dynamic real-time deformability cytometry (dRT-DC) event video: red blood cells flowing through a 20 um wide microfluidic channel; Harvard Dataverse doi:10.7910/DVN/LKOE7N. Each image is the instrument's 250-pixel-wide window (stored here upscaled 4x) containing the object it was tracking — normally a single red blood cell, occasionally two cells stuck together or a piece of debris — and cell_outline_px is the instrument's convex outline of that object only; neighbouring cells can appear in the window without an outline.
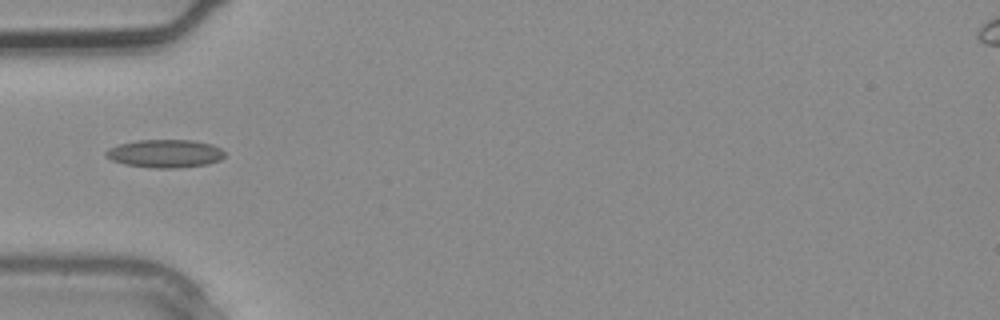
{"species": "common noctule bat (a hibernating species)", "species_latin": "Nyctalus noctula", "temperature_condition": "warm", "stored_images_in_passage": 1, "camera_frame_rate_fps": 3000, "um_per_image_px": 0.085, "animal": {"sex": "male", "body_mass_g": 20.4}, "frame": {"image": 1, "passage_image": 1, "time_ms": 0.0, "image_size_px": [1000, 320], "cell_outline_px": [[224, 156], [220, 160], [208, 164], [176, 168], [148, 168], [124, 164], [112, 160], [104, 156], [104, 152], [108, 148], [120, 144], [136, 140], [192, 140], [212, 144], [220, 148], [224, 152]], "centroid_in_image_um": [14.0, 13.05], "position_along_channel_um": 71.0, "area_um2": 19.59}}